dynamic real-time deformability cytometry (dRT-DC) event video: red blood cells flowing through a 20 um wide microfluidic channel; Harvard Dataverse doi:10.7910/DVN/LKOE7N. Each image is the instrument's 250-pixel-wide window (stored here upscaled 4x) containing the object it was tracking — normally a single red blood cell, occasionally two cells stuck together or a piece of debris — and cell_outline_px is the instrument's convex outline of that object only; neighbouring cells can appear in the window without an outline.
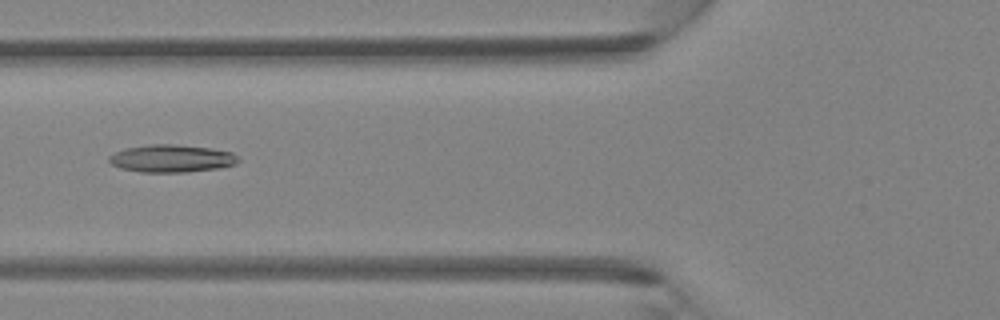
{"species": "Egyptian fruit bat (a non-hibernating species)", "species_latin": "Rousettus aegyptiacus", "temperature_condition": "room temperature", "stored_images_in_passage": 5, "camera_frame_rate_fps": 3000, "um_per_image_px": 0.085, "animal": {"sex": "female"}, "frame": {"image": 1, "passage_image": 5, "time_ms": 1.333, "image_size_px": [1000, 320], "cell_outline_px": [[240, 160], [236, 164], [220, 168], [188, 172], [140, 172], [120, 168], [112, 164], [108, 160], [108, 156], [124, 148], [152, 144], [172, 144], [208, 148], [232, 152]], "centroid_in_image_um": [14.57, 13.48], "position_along_channel_um": 111.2, "area_um2": 20.75}}